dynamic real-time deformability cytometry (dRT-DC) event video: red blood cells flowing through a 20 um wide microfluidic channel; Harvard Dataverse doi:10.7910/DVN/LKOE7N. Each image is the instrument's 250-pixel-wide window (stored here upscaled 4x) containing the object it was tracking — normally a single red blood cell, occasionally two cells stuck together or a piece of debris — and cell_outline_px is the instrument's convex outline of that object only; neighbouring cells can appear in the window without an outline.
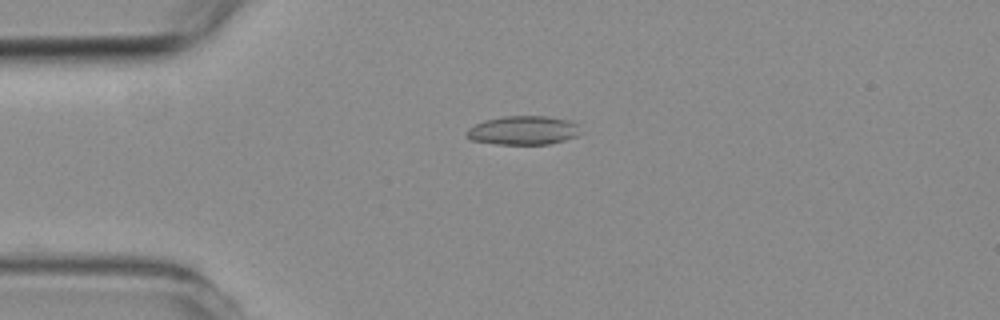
{"species": "common noctule bat (a hibernating species)", "species_latin": "Nyctalus noctula", "temperature_condition": "room temperature", "stored_images_in_passage": 4, "camera_frame_rate_fps": 3000, "um_per_image_px": 0.085, "animal": {"sex": "female", "body_mass_g": 19.3, "forearm_length_mm": 54.1}, "frame": {"image": 1, "passage_image": 2, "time_ms": 1.333, "image_size_px": [1000, 320], "cell_outline_px": [[580, 132], [576, 136], [564, 140], [548, 144], [496, 144], [472, 140], [468, 136], [468, 128], [484, 120], [504, 116], [548, 116], [572, 120], [576, 124]], "centroid_in_image_um": [44.5, 11.07], "position_along_channel_um": 40.5, "area_um2": 19.02}}